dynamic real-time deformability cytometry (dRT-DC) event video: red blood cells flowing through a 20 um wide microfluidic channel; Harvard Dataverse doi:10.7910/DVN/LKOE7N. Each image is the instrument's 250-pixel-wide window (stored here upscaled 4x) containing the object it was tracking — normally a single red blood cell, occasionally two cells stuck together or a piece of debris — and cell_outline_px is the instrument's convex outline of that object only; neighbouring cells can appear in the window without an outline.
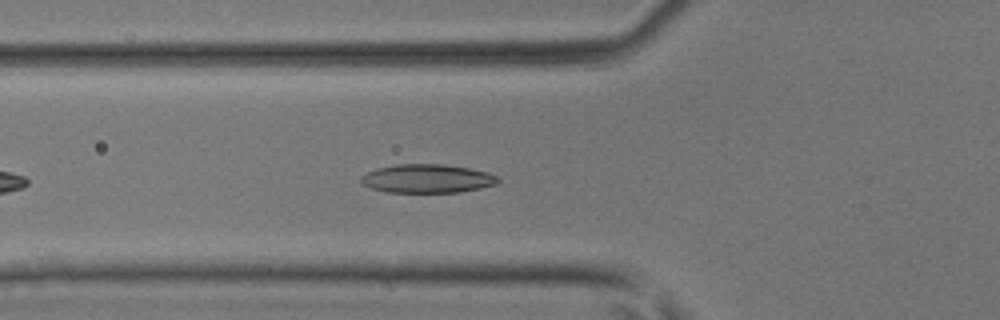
{"species": "common noctule bat (a hibernating species)", "species_latin": "Nyctalus noctula", "temperature_condition": "room temperature", "stored_images_in_passage": 34, "camera_frame_rate_fps": 3000, "um_per_image_px": 0.085, "animal": {"sex": "male", "body_mass_g": 17.9, "forearm_length_mm": 54.2}, "frame": {"image": 1, "passage_image": 6, "time_ms": 1.667, "image_size_px": [1000, 320], "cell_outline_px": [[500, 180], [496, 184], [480, 188], [456, 192], [388, 192], [372, 188], [364, 184], [360, 180], [360, 176], [364, 172], [376, 168], [396, 164], [444, 164], [468, 168], [488, 172], [496, 176]], "centroid_in_image_um": [36.28, 15.17], "position_along_channel_um": 89.5, "area_um2": 22.83}}
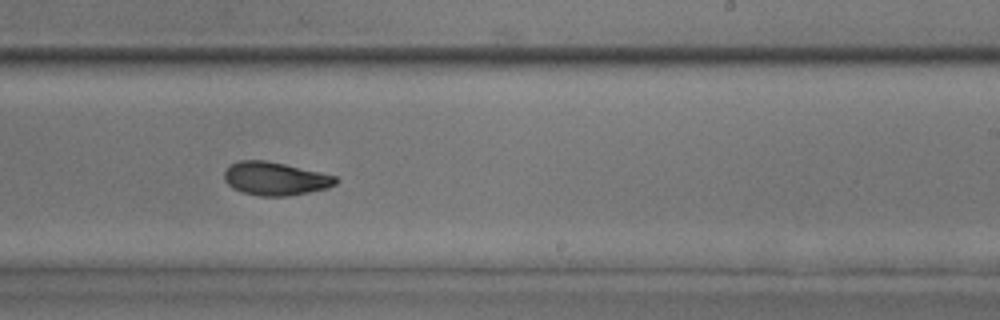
{"frame": {"image": 2, "passage_image": 18, "time_ms": 5.667, "image_size_px": [1000, 320], "cell_outline_px": [[340, 180], [336, 184], [328, 188], [288, 196], [260, 196], [244, 192], [232, 188], [224, 180], [224, 172], [232, 164], [240, 160], [264, 160], [284, 164], [320, 172], [336, 176]], "centroid_in_image_um": [23.41, 15.19], "position_along_channel_um": 265.6, "area_um2": 21.5}}
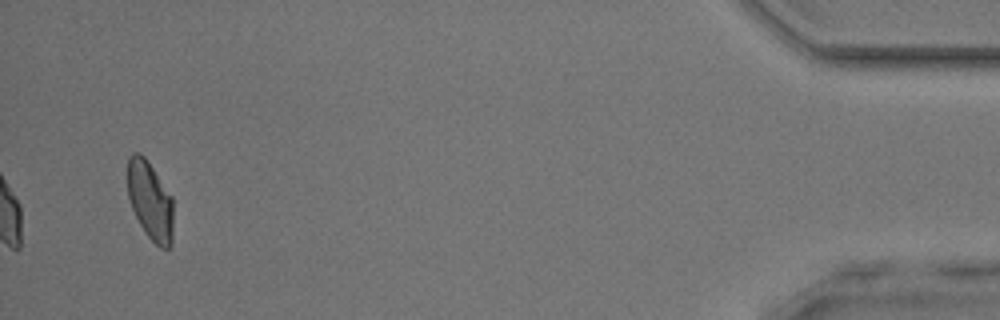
{"frame": {"image": 3, "passage_image": 34, "time_ms": 11.0, "image_size_px": [1000, 320], "cell_outline_px": [[172, 244], [168, 248], [160, 248], [144, 232], [132, 208], [128, 196], [128, 156], [132, 152], [140, 152], [144, 156], [172, 196]], "centroid_in_image_um": [12.76, 17.05], "position_along_channel_um": 422.4, "area_um2": 20.81}}